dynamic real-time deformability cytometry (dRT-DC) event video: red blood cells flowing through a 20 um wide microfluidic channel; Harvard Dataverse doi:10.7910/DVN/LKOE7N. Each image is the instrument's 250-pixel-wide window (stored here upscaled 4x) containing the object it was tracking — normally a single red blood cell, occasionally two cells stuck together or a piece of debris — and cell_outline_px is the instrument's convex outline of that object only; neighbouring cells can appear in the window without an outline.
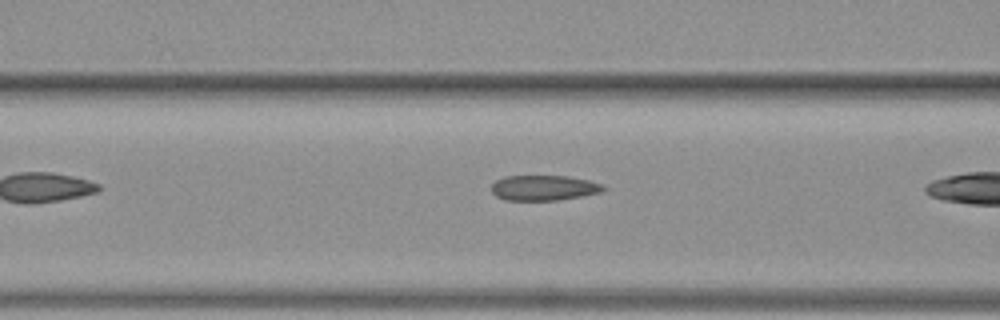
{"species": "common noctule bat (a hibernating species)", "species_latin": "Nyctalus noctula", "temperature_condition": "warm", "stored_images_in_passage": 10, "camera_frame_rate_fps": 3000, "um_per_image_px": 0.085, "animal": {"sex": "female", "body_mass_g": 19.3, "forearm_length_mm": 54.1}, "frame": {"image": 1, "passage_image": 6, "time_ms": 1.667, "image_size_px": [1000, 320], "cell_outline_px": [[608, 188], [600, 192], [580, 196], [556, 200], [504, 200], [496, 196], [492, 192], [492, 184], [496, 180], [504, 176], [568, 176], [588, 180], [600, 184]], "centroid_in_image_um": [46.19, 15.96], "position_along_channel_um": 120.4, "area_um2": 16.36}}
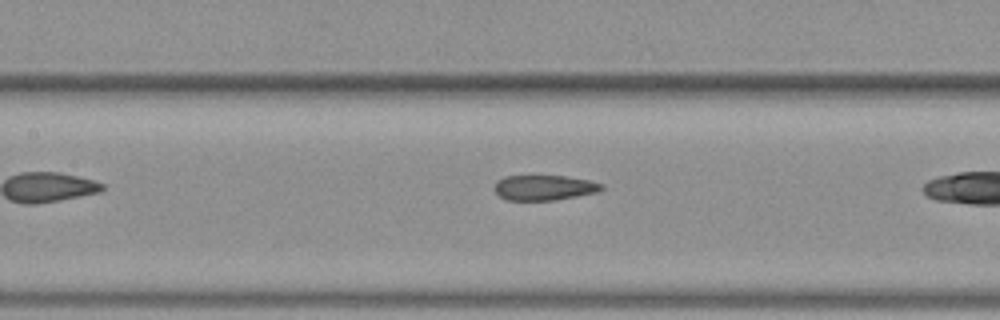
{"frame": {"image": 2, "passage_image": 9, "time_ms": 2.667, "image_size_px": [1000, 320], "cell_outline_px": [[604, 188], [596, 192], [556, 200], [508, 200], [500, 196], [492, 188], [496, 180], [504, 176], [564, 176], [588, 180], [604, 184]], "centroid_in_image_um": [46.22, 15.94], "position_along_channel_um": 161.2, "area_um2": 15.72}}